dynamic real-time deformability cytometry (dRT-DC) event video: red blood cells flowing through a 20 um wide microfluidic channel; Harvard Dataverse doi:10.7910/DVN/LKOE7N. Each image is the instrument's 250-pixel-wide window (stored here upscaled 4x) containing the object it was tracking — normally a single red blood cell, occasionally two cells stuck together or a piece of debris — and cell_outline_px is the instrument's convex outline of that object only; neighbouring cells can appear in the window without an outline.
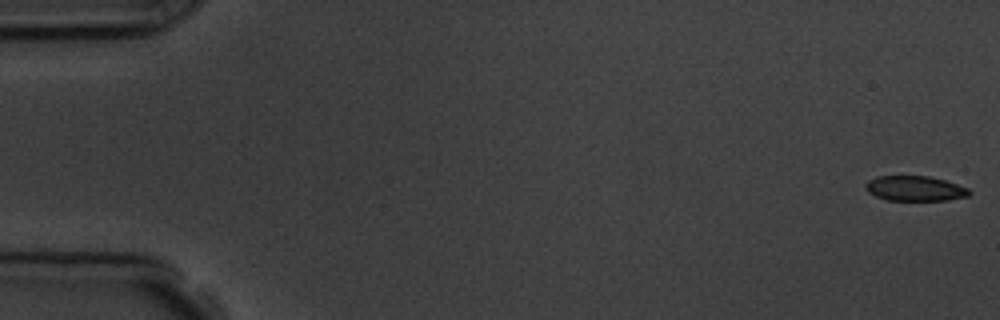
{"species": "common noctule bat (a hibernating species)", "species_latin": "Nyctalus noctula", "temperature_condition": "room temperature", "stored_images_in_passage": 6, "camera_frame_rate_fps": 3000, "um_per_image_px": 0.085, "animal": {"sex": "male", "body_mass_g": 19.5, "forearm_length_mm": 54.6}, "frame": {"image": 1, "passage_image": 1, "time_ms": 0.0, "image_size_px": [1000, 320], "cell_outline_px": [[972, 192], [968, 196], [948, 200], [888, 200], [876, 196], [868, 192], [864, 188], [864, 184], [868, 180], [876, 176], [932, 176], [968, 188]], "centroid_in_image_um": [77.75, 16.01], "position_along_channel_um": 7.2, "area_um2": 15.2}}
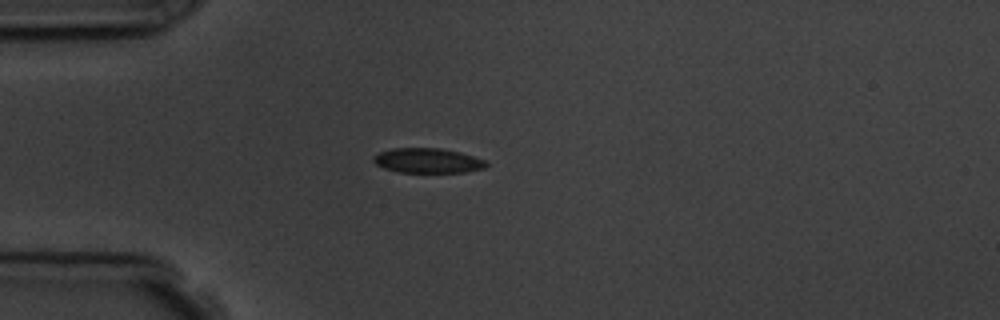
{"frame": {"image": 2, "passage_image": 5, "time_ms": 4.667, "image_size_px": [1000, 320], "cell_outline_px": [[488, 164], [484, 168], [468, 172], [396, 172], [384, 168], [376, 164], [372, 160], [372, 156], [380, 152], [392, 148], [440, 148], [460, 152], [484, 160]], "centroid_in_image_um": [36.32, 13.65], "position_along_channel_um": 48.7, "area_um2": 16.3}}